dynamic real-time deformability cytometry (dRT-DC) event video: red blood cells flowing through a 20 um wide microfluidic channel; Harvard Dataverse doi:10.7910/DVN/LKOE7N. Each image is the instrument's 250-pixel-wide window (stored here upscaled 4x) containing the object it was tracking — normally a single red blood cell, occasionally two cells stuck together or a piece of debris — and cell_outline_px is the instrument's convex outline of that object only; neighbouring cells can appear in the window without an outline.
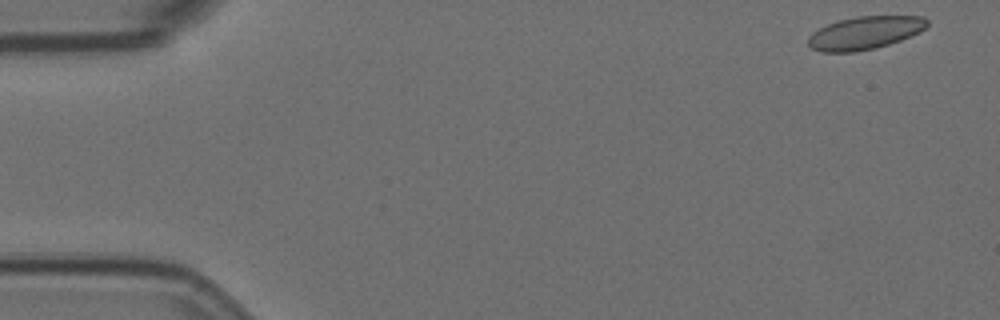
{"species": "Egyptian fruit bat (a non-hibernating species)", "species_latin": "Rousettus aegyptiacus", "temperature_condition": "room temperature", "stored_images_in_passage": 56, "segment_of_instrument_passage": [1, 2], "camera_frame_rate_fps": 3000, "um_per_image_px": 0.085, "animal": {"sex": "female"}, "frame": {"image": 1, "passage_image": 1, "time_ms": 0.0, "image_size_px": [1000, 320], "cell_outline_px": [[928, 24], [920, 32], [900, 40], [876, 48], [856, 52], [820, 52], [812, 48], [808, 44], [808, 36], [812, 32], [828, 24], [840, 20], [856, 16], [920, 16], [928, 20]], "centroid_in_image_um": [73.49, 2.8], "position_along_channel_um": 11.5, "area_um2": 22.77}}
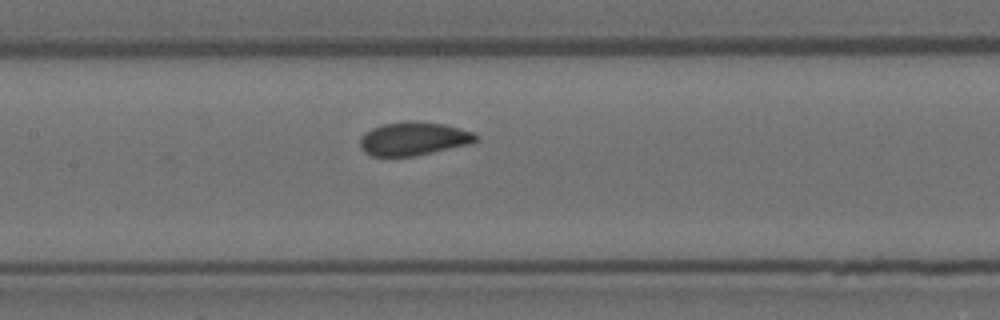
{"frame": {"image": 2, "passage_image": 25, "time_ms": 8.0, "image_size_px": [1000, 320], "cell_outline_px": [[476, 140], [472, 144], [412, 156], [372, 156], [364, 152], [360, 144], [360, 140], [372, 128], [384, 124], [408, 120], [444, 124], [472, 132], [476, 136]], "centroid_in_image_um": [35.16, 11.79], "position_along_channel_um": 172.2, "area_um2": 22.2}}
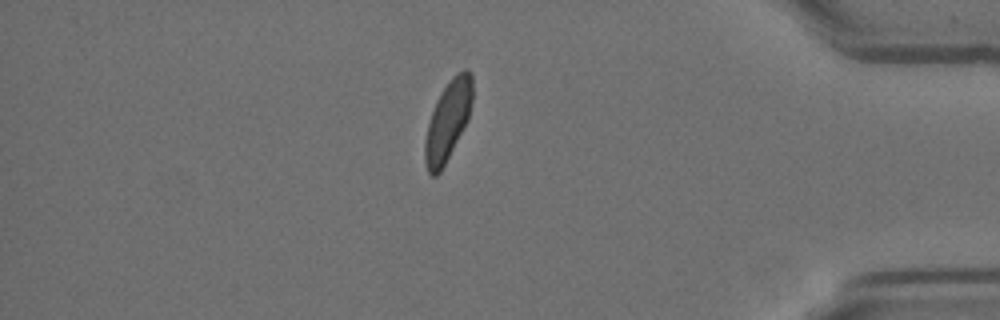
{"frame": {"image": 3, "passage_image": 47, "time_ms": 15.333, "image_size_px": [1000, 320], "cell_outline_px": [[472, 104], [468, 120], [440, 172], [436, 176], [432, 176], [428, 172], [424, 160], [424, 144], [428, 124], [436, 100], [452, 76], [464, 68], [472, 76]], "centroid_in_image_um": [38.06, 10.27], "position_along_channel_um": 397.1, "area_um2": 21.79}}